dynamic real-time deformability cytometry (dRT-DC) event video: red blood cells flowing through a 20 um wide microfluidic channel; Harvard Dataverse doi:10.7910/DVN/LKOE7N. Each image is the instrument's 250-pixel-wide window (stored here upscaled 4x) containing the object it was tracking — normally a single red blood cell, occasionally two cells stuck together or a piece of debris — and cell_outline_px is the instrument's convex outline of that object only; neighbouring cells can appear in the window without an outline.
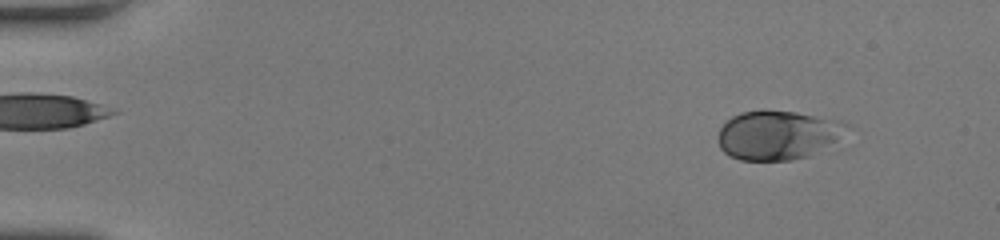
{"species": "human", "species_latin": "Homo sapiens", "temperature_condition": "room temperature", "stored_images_in_passage": 11, "camera_frame_rate_fps": 3000, "um_per_image_px": 0.085, "donor": {"sex": "female"}, "frame": {"image": 1, "passage_image": 1, "time_ms": 0.0, "image_size_px": [1000, 240], "cell_outline_px": [[856, 128], [808, 156], [792, 160], [740, 160], [728, 156], [720, 148], [720, 128], [732, 116], [740, 112], [760, 108], [764, 108], [796, 112], [840, 120], [852, 124]], "centroid_in_image_um": [66.16, 11.44], "position_along_channel_um": 18.8, "area_um2": 37.4}}